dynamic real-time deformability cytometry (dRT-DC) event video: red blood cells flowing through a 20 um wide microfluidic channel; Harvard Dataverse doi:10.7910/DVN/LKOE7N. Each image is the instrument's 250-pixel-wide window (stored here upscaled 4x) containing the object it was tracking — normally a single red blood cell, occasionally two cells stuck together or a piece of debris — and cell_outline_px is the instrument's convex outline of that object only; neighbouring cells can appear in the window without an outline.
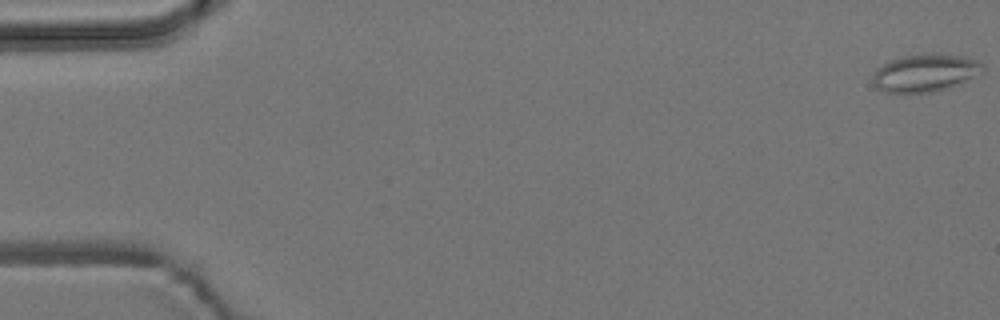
{"species": "common noctule bat (a hibernating species)", "species_latin": "Nyctalus noctula", "temperature_condition": "room temperature", "stored_images_in_passage": 5, "camera_frame_rate_fps": 3000, "um_per_image_px": 0.085, "animal": {"sex": "male", "body_mass_g": 19.2, "forearm_length_mm": 51.8}, "frame": {"image": 1, "passage_image": 1, "time_ms": 0.0, "image_size_px": [1000, 320], "cell_outline_px": [[984, 72], [980, 76], [960, 84], [948, 88], [932, 92], [884, 92], [876, 88], [872, 80], [876, 68], [888, 60], [900, 56], [932, 52], [960, 56], [976, 60], [984, 64]], "centroid_in_image_um": [78.67, 6.18], "position_along_channel_um": 6.3, "area_um2": 24.68}}